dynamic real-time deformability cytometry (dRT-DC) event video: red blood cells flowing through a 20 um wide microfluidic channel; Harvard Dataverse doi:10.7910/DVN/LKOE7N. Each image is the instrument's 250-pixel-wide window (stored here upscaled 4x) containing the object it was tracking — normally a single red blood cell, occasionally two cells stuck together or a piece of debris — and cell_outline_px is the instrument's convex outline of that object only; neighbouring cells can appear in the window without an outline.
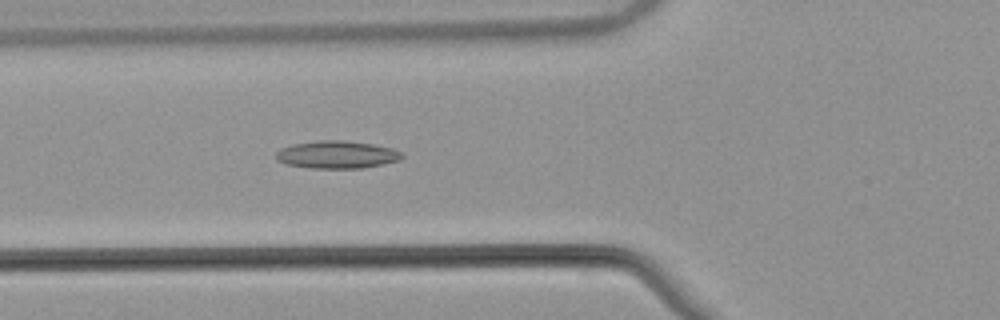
{"species": "common noctule bat (a hibernating species)", "species_latin": "Nyctalus noctula", "temperature_condition": "warm", "stored_images_in_passage": 54, "camera_frame_rate_fps": 3000, "um_per_image_px": 0.085, "animal": {"sex": "male", "body_mass_g": 21.5, "forearm_length_mm": 52.0}, "frame": {"image": 1, "passage_image": 21, "time_ms": 6.667, "image_size_px": [1000, 320], "cell_outline_px": [[404, 156], [400, 160], [384, 164], [364, 168], [308, 168], [288, 164], [276, 160], [276, 152], [280, 148], [292, 144], [320, 140], [344, 140], [372, 144], [392, 148], [400, 152]], "centroid_in_image_um": [28.63, 13.14], "position_along_channel_um": 97.2, "area_um2": 20.35}}
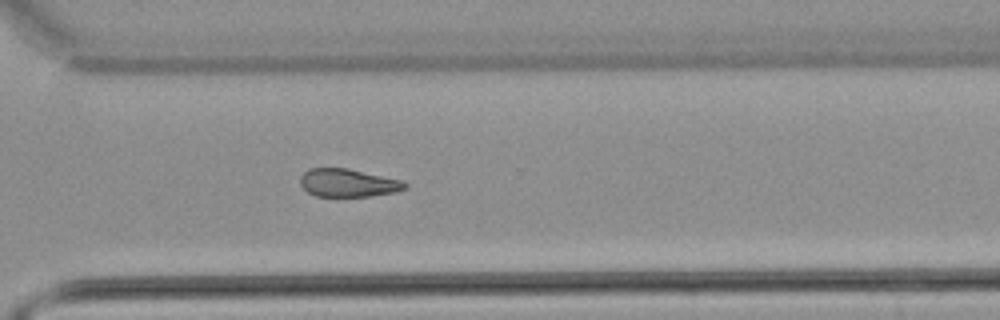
{"frame": {"image": 2, "passage_image": 40, "time_ms": 13.0, "image_size_px": [1000, 320], "cell_outline_px": [[408, 188], [396, 192], [372, 196], [316, 196], [308, 192], [300, 184], [300, 176], [308, 168], [348, 168], [400, 180], [408, 184]], "centroid_in_image_um": [29.58, 15.54], "position_along_channel_um": 341.0, "area_um2": 17.11}}
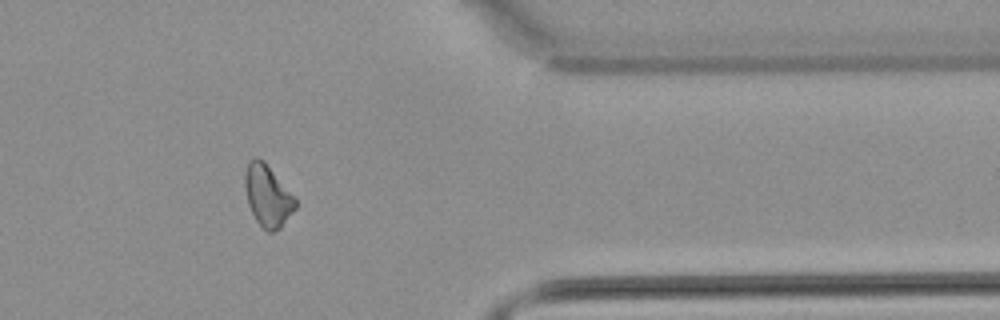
{"frame": {"image": 3, "passage_image": 45, "time_ms": 14.667, "image_size_px": [1000, 320], "cell_outline_px": [[296, 208], [280, 228], [272, 232], [268, 232], [256, 220], [248, 204], [244, 188], [244, 172], [248, 160], [256, 156], [264, 160], [296, 200]], "centroid_in_image_um": [22.71, 16.6], "position_along_channel_um": 388.7, "area_um2": 18.03}, "authors_computed_cell_mechanics": {"area_um2": 18.4671, "velocity_mm_per_s": 3.8504, "shape_relaxation_time_tau1_ms": null, "shape_relaxation_time_tau2_ms": 4.8514, "deformation_change_tau1": null, "deformation_change_tau2": 0.1241}}